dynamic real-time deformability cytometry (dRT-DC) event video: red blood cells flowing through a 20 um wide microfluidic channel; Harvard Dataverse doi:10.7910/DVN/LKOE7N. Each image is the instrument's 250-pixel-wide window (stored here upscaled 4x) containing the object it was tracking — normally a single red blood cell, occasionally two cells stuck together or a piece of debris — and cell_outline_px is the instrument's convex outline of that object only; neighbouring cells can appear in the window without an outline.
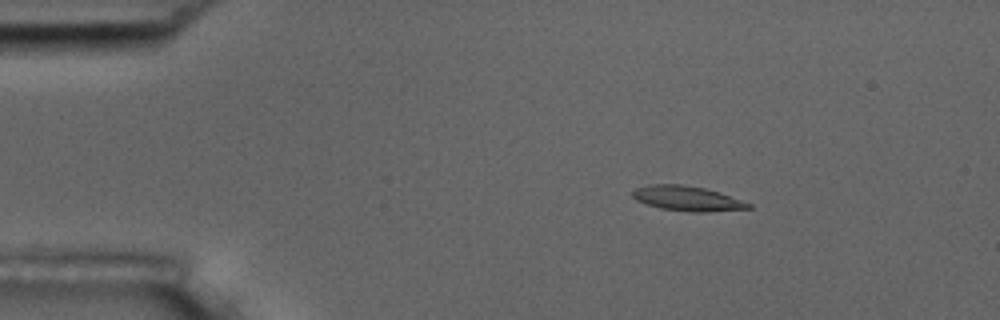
{"species": "common noctule bat (a hibernating species)", "species_latin": "Nyctalus noctula", "temperature_condition": "room temperature", "stored_images_in_passage": 54, "camera_frame_rate_fps": 3000, "um_per_image_px": 0.085, "animal": {"sex": "male", "body_mass_g": 17.5, "forearm_length_mm": 52.3}, "frame": {"image": 1, "passage_image": 9, "time_ms": 2.667, "image_size_px": [1000, 320], "cell_outline_px": [[752, 208], [704, 212], [692, 212], [660, 208], [636, 200], [632, 196], [632, 192], [636, 188], [652, 184], [680, 184], [704, 188], [752, 204]], "centroid_in_image_um": [58.38, 16.87], "position_along_channel_um": 26.6, "area_um2": 16.42}}
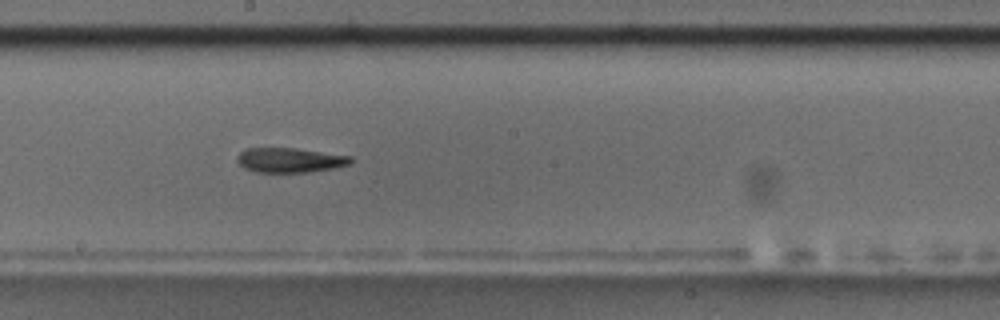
{"frame": {"image": 2, "passage_image": 30, "time_ms": 9.667, "image_size_px": [1000, 320], "cell_outline_px": [[352, 164], [336, 168], [308, 172], [256, 172], [244, 168], [236, 160], [236, 156], [244, 148], [296, 148], [352, 156]], "centroid_in_image_um": [24.65, 13.61], "position_along_channel_um": 223.5, "area_um2": 16.53}}
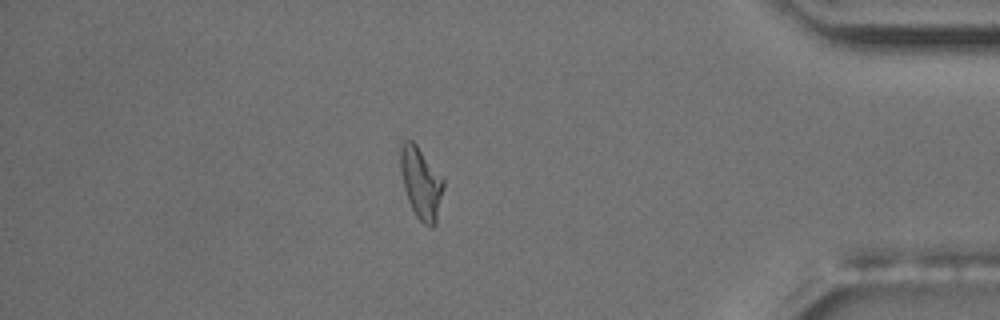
{"frame": {"image": 3, "passage_image": 47, "time_ms": 15.333, "image_size_px": [1000, 320], "cell_outline_px": [[444, 188], [436, 224], [432, 228], [424, 224], [416, 216], [408, 200], [404, 188], [396, 148], [400, 136], [412, 140], [416, 144], [444, 180]], "centroid_in_image_um": [35.72, 15.45], "position_along_channel_um": 399.5, "area_um2": 18.61}, "authors_computed_cell_mechanics": {"area_um2": 16.8487, "velocity_mm_per_s": 3.742, "shape_relaxation_time_tau1_ms": null, "shape_relaxation_time_tau2_ms": 7.3734, "deformation_change_tau1": null, "deformation_change_tau2": 0.1728}}